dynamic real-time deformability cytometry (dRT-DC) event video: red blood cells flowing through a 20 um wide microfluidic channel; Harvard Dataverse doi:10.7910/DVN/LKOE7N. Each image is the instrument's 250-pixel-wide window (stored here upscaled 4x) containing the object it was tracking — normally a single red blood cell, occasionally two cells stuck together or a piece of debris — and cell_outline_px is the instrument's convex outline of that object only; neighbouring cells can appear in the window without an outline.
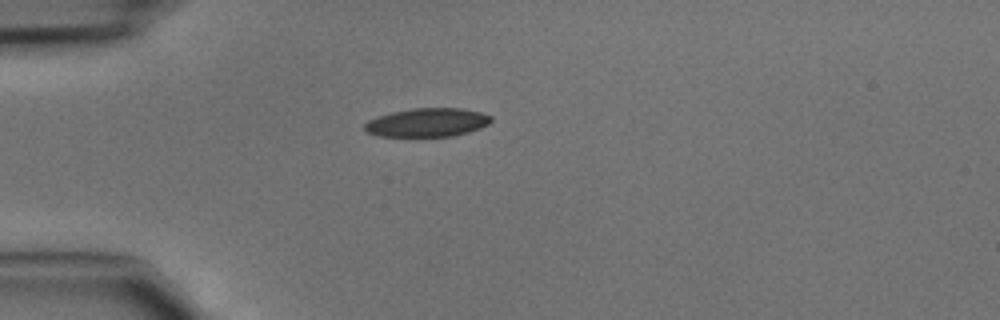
{"species": "common noctule bat (a hibernating species)", "species_latin": "Nyctalus noctula", "temperature_condition": "cold", "stored_images_in_passage": 27, "camera_frame_rate_fps": 3000, "um_per_image_px": 0.085, "animal": {"sex": "male", "body_mass_g": 15.6}, "frame": {"image": 1, "passage_image": 1, "time_ms": 0.0, "image_size_px": [1000, 320], "cell_outline_px": [[492, 120], [488, 124], [480, 128], [468, 132], [452, 136], [376, 136], [368, 132], [364, 128], [364, 124], [368, 120], [376, 116], [392, 112], [412, 108], [464, 108], [480, 112], [492, 116]], "centroid_in_image_um": [36.31, 10.4], "position_along_channel_um": 48.7, "area_um2": 21.15}}
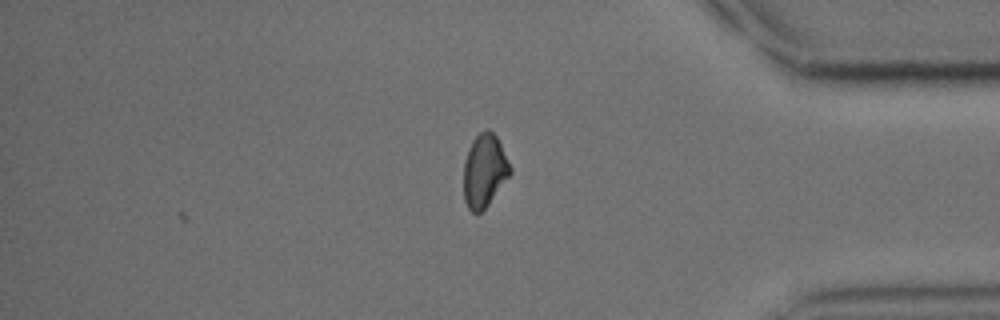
{"frame": {"image": 2, "passage_image": 27, "time_ms": 8.667, "image_size_px": [1000, 320], "cell_outline_px": [[512, 172], [488, 204], [480, 212], [472, 212], [468, 208], [464, 200], [464, 160], [468, 148], [472, 140], [480, 132], [488, 128], [496, 136], [512, 168]], "centroid_in_image_um": [41.16, 14.49], "position_along_channel_um": 394.0, "area_um2": 19.65}}